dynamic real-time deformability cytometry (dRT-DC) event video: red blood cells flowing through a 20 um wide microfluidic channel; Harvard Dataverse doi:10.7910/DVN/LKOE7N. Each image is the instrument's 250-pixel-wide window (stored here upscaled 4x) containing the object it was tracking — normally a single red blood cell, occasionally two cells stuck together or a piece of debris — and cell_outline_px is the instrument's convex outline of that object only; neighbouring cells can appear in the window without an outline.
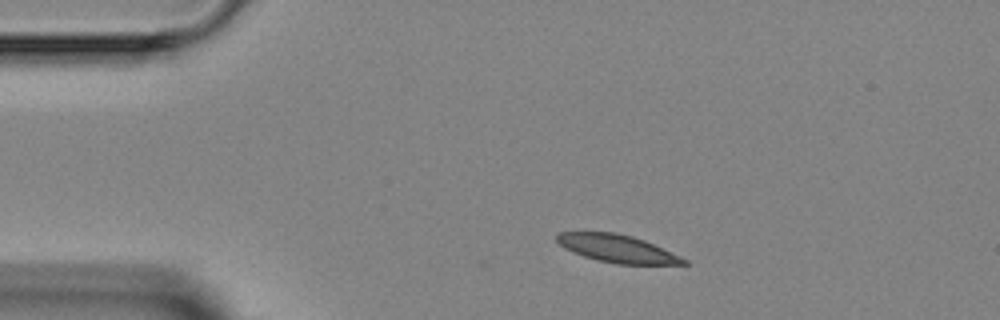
{"species": "Egyptian fruit bat (a non-hibernating species)", "species_latin": "Rousettus aegyptiacus", "temperature_condition": "room temperature", "stored_images_in_passage": 4, "camera_frame_rate_fps": 3000, "um_per_image_px": 0.085, "animal": {"sex": "female"}, "frame": {"image": 1, "passage_image": 1, "time_ms": 0.0, "image_size_px": [1000, 320], "cell_outline_px": [[688, 264], [616, 264], [596, 260], [572, 252], [564, 248], [556, 240], [556, 236], [560, 232], [616, 232], [632, 236], [644, 240], [680, 256], [688, 260]], "centroid_in_image_um": [52.45, 21.13], "position_along_channel_um": 32.6, "area_um2": 20.4}}
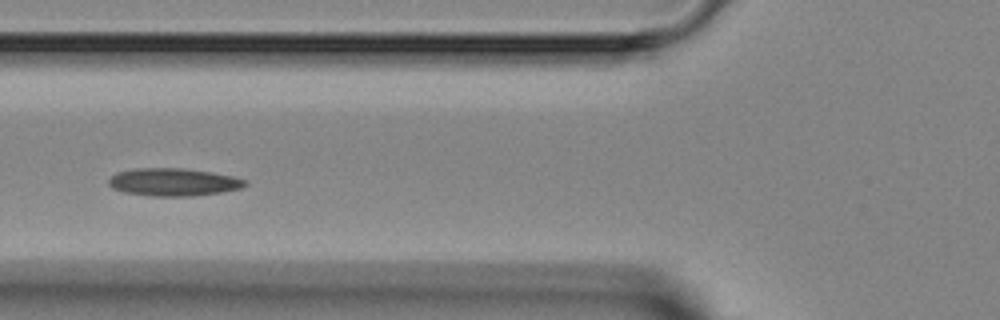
{"frame": {"image": 2, "passage_image": 3, "time_ms": 3.0, "image_size_px": [1000, 320], "cell_outline_px": [[248, 184], [240, 188], [220, 192], [192, 196], [148, 196], [124, 192], [112, 188], [108, 184], [108, 180], [116, 172], [136, 168], [184, 168], [212, 172], [232, 176], [248, 180]], "centroid_in_image_um": [14.73, 15.47], "position_along_channel_um": 111.1, "area_um2": 22.14}}
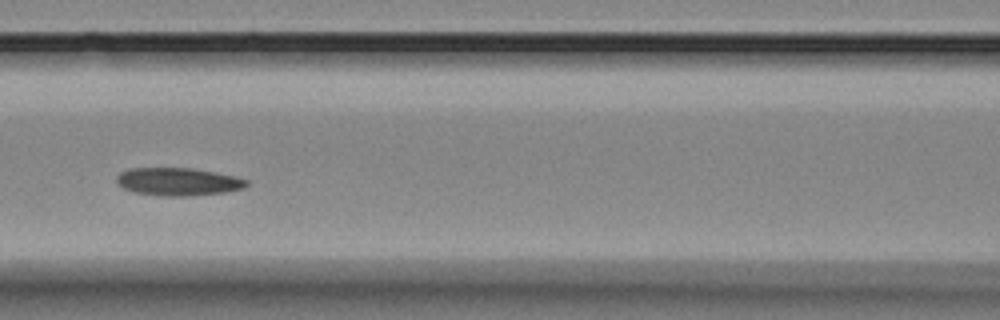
{"frame": {"image": 3, "passage_image": 4, "time_ms": 4.0, "image_size_px": [1000, 320], "cell_outline_px": [[248, 184], [244, 188], [224, 192], [188, 196], [164, 196], [136, 192], [124, 188], [116, 184], [116, 176], [120, 172], [128, 168], [192, 168], [232, 176], [248, 180]], "centroid_in_image_um": [15.09, 15.44], "position_along_channel_um": 151.5, "area_um2": 20.92}}